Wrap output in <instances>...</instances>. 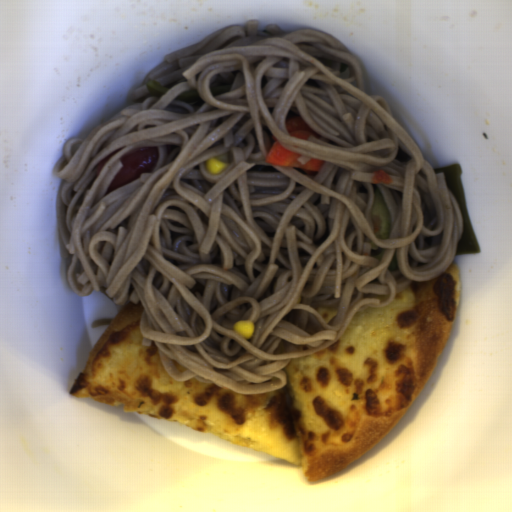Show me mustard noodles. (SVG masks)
Masks as SVG:
<instances>
[{
	"instance_id": "0af2e427",
	"label": "mustard noodles",
	"mask_w": 512,
	"mask_h": 512,
	"mask_svg": "<svg viewBox=\"0 0 512 512\" xmlns=\"http://www.w3.org/2000/svg\"><path fill=\"white\" fill-rule=\"evenodd\" d=\"M148 80L170 89L153 96ZM194 90L193 104L175 99ZM294 115L320 138L290 136ZM272 135L322 170L267 164ZM147 146L159 151L153 171L105 196L121 157ZM221 155L227 167L211 175ZM380 169L390 185L372 183ZM54 171L71 290L139 301L142 343L170 377L233 393L283 389L282 369L337 342L358 311L443 275L463 233L445 175L385 98L366 93L356 55L321 30L249 20L168 54L126 107L66 140ZM377 186L392 218L385 241L371 224ZM318 306L337 314L327 324ZM241 319L255 323L250 339L232 330Z\"/></svg>"
}]
</instances>
